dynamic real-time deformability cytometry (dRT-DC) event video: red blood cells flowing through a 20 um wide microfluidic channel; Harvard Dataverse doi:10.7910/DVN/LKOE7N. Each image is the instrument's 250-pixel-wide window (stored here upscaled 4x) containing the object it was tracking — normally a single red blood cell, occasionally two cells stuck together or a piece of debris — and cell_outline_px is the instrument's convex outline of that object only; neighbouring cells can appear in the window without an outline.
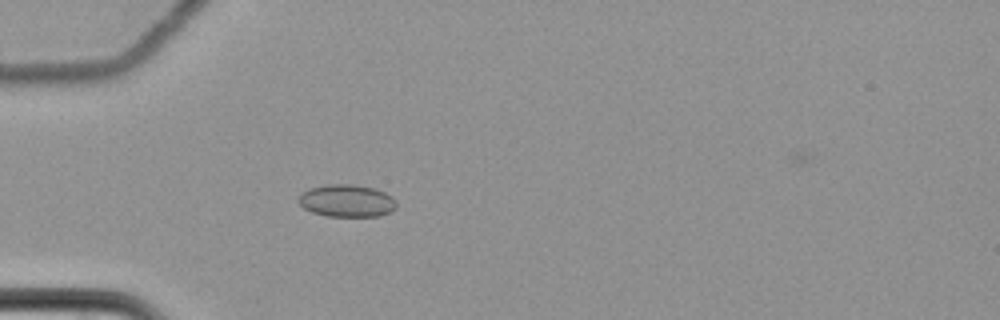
{"species": "common noctule bat (a hibernating species)", "species_latin": "Nyctalus noctula", "temperature_condition": "cold", "stored_images_in_passage": 6, "camera_frame_rate_fps": 3000, "um_per_image_px": 0.085, "animal": {"sex": "female", "body_mass_g": 22.7, "forearm_length_mm": 54.2}, "frame": {"image": 1, "passage_image": 5, "time_ms": 1.333, "image_size_px": [1000, 320], "cell_outline_px": [[396, 208], [380, 216], [328, 216], [312, 212], [304, 208], [296, 200], [300, 192], [308, 188], [328, 184], [352, 184], [376, 188], [392, 196], [396, 200]], "centroid_in_image_um": [29.45, 17.05], "position_along_channel_um": 55.6, "area_um2": 18.73}}